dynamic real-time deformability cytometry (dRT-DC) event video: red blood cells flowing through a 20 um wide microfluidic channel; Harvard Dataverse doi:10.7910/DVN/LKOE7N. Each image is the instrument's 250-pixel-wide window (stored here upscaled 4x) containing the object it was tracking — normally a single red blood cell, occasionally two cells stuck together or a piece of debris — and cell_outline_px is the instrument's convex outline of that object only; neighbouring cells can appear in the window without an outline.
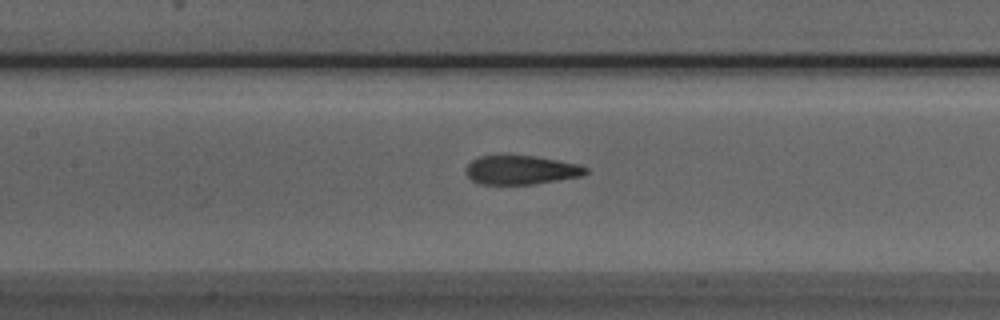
{"species": "Egyptian fruit bat (a non-hibernating species)", "species_latin": "Rousettus aegyptiacus", "temperature_condition": "room temperature", "stored_images_in_passage": 34, "camera_frame_rate_fps": 3000, "um_per_image_px": 0.085, "animal": {"sex": "male"}, "frame": {"image": 1, "passage_image": 15, "time_ms": 4.667, "image_size_px": [1000, 320], "cell_outline_px": [[588, 172], [580, 176], [536, 184], [480, 184], [472, 180], [464, 172], [464, 168], [476, 156], [536, 156], [580, 164], [588, 168]], "centroid_in_image_um": [44.27, 14.45], "position_along_channel_um": 163.1, "area_um2": 20.29}}
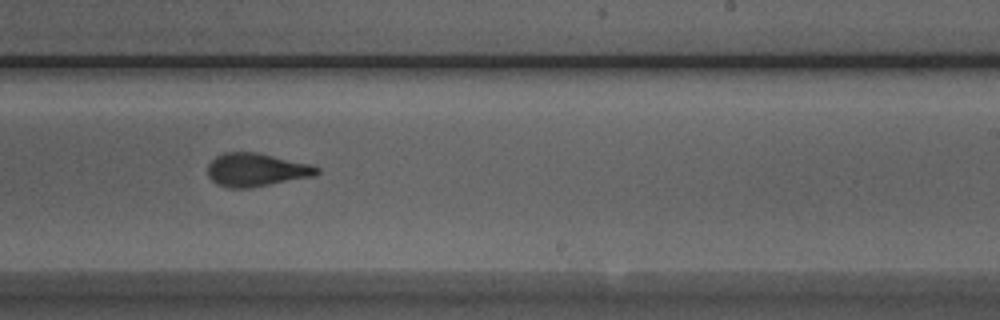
{"frame": {"image": 2, "passage_image": 23, "time_ms": 7.333, "image_size_px": [1000, 320], "cell_outline_px": [[320, 172], [316, 176], [248, 188], [228, 188], [216, 184], [208, 176], [208, 164], [216, 156], [224, 152], [256, 152], [312, 164], [320, 168]], "centroid_in_image_um": [21.8, 14.43], "position_along_channel_um": 267.2, "area_um2": 21.33}}
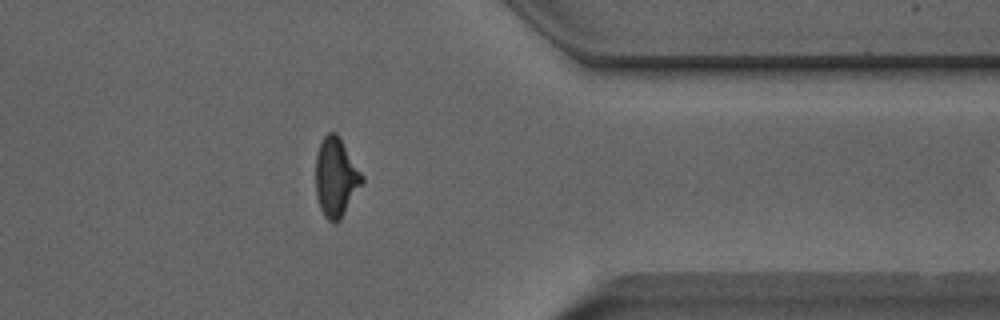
{"frame": {"image": 3, "passage_image": 33, "time_ms": 10.667, "image_size_px": [1000, 320], "cell_outline_px": [[364, 180], [340, 220], [336, 224], [328, 220], [324, 216], [320, 208], [316, 196], [316, 152], [320, 140], [328, 132], [336, 132], [340, 136], [364, 176]], "centroid_in_image_um": [28.54, 15.04], "position_along_channel_um": 382.9, "area_um2": 21.56}}